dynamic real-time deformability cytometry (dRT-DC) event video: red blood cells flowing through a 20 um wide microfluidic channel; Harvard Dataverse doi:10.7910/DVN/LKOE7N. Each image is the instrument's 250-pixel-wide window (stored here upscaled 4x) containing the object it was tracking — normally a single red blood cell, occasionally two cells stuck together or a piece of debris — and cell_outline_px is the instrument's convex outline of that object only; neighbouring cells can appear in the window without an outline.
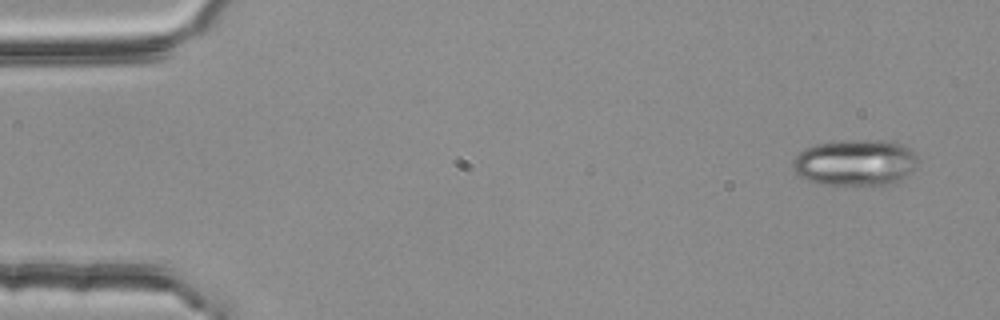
{"species": "common noctule bat (a hibernating species)", "species_latin": "Nyctalus noctula", "temperature_condition": "room temperature", "stored_images_in_passage": 4, "segment_of_instrument_passage": [2, 2], "camera_frame_rate_fps": 3000, "um_per_image_px": 0.085, "animal": {"sex": "female", "body_mass_g": 25.1}, "frame": {"image": 1, "passage_image": 4, "time_ms": 1.0, "image_size_px": [1000, 320], "cell_outline_px": [[920, 160], [912, 172], [904, 180], [888, 188], [872, 188], [816, 184], [800, 176], [792, 168], [792, 160], [804, 148], [816, 144], [844, 140], [884, 140], [900, 144], [908, 148]], "centroid_in_image_um": [72.75, 13.9], "position_along_channel_um": 12.2, "area_um2": 35.37}}